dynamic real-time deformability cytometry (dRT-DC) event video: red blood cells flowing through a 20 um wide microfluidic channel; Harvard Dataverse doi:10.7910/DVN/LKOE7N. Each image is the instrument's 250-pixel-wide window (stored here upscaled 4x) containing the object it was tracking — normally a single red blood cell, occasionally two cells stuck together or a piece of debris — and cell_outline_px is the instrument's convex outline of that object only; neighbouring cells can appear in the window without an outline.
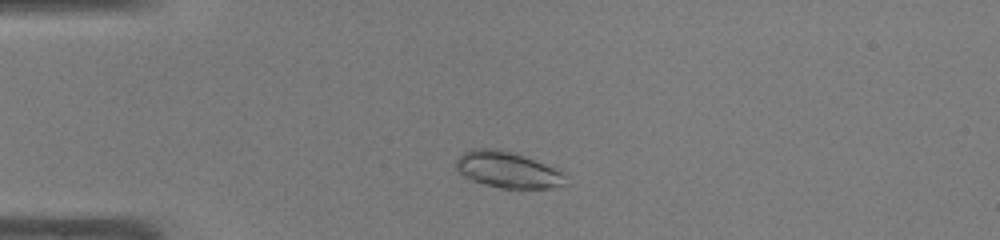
{"species": "common noctule bat (a hibernating species)", "species_latin": "Nyctalus noctula", "temperature_condition": "warm", "stored_images_in_passage": 38, "camera_frame_rate_fps": 3000, "um_per_image_px": 0.085, "animal": {"sex": "male", "body_mass_g": 19.0, "forearm_length_mm": 50.8}, "frame": {"image": 1, "passage_image": 2, "time_ms": 0.333, "image_size_px": [1000, 240], "cell_outline_px": [[568, 184], [552, 188], [500, 188], [484, 184], [472, 180], [464, 176], [456, 168], [456, 160], [464, 152], [472, 148], [500, 148], [524, 156], [556, 168], [564, 176]], "centroid_in_image_um": [43.14, 14.43], "position_along_channel_um": 41.9, "area_um2": 23.06}}
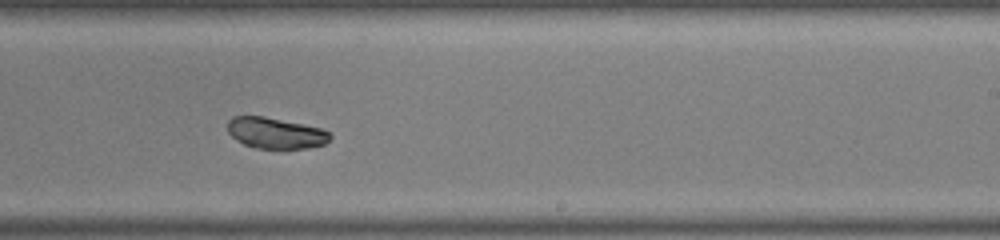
{"frame": {"image": 2, "passage_image": 20, "time_ms": 6.333, "image_size_px": [1000, 240], "cell_outline_px": [[332, 136], [324, 144], [308, 148], [284, 152], [256, 148], [244, 144], [236, 140], [228, 132], [228, 120], [232, 116], [264, 116], [320, 128], [332, 132]], "centroid_in_image_um": [23.44, 11.36], "position_along_channel_um": 265.6, "area_um2": 19.19}}
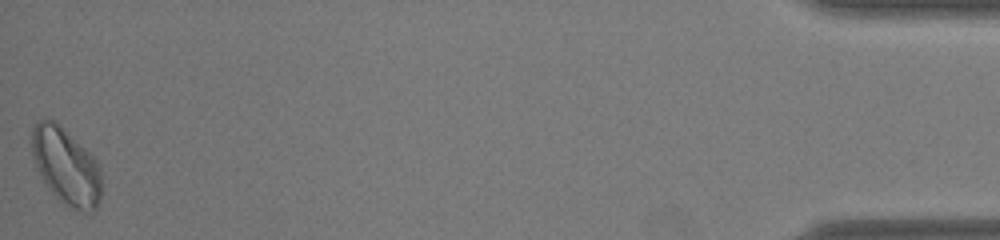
{"frame": {"image": 3, "passage_image": 38, "time_ms": 12.333, "image_size_px": [1000, 240], "cell_outline_px": [[100, 196], [96, 208], [92, 212], [84, 212], [60, 200], [48, 188], [36, 164], [32, 152], [32, 128], [40, 120], [52, 120], [60, 124], [96, 160], [100, 168]], "centroid_in_image_um": [5.62, 14.12], "position_along_channel_um": 429.6, "area_um2": 30.23}, "authors_computed_cell_mechanics": {"area_um2": 20.9525, "velocity_mm_per_s": 4.2145, "shape_relaxation_time_tau1_ms": 2.0653, "shape_relaxation_time_tau2_ms": null, "deformation_change_tau1": 0.1001, "deformation_change_tau2": null}}